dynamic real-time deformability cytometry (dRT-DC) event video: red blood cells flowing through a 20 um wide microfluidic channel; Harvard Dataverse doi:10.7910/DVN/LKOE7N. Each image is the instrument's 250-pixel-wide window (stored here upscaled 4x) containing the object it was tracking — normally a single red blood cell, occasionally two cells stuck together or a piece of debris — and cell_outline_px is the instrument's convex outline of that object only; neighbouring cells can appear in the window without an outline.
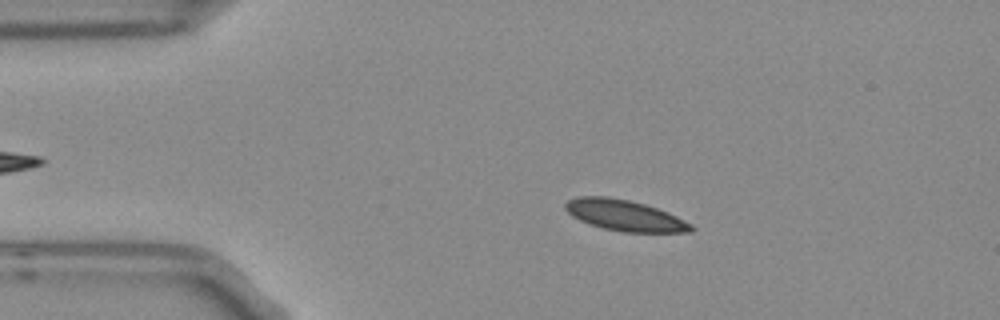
{"species": "Egyptian fruit bat (a non-hibernating species)", "species_latin": "Rousettus aegyptiacus", "temperature_condition": "room temperature", "stored_images_in_passage": 3, "camera_frame_rate_fps": 3000, "um_per_image_px": 0.085, "frame": {"image": 1, "passage_image": 1, "time_ms": 0.0, "image_size_px": [1000, 320], "cell_outline_px": [[696, 228], [692, 232], [624, 232], [604, 228], [580, 220], [572, 216], [564, 208], [564, 204], [568, 200], [576, 196], [608, 196], [628, 200], [644, 204], [668, 212], [692, 224]], "centroid_in_image_um": [53.1, 18.3], "position_along_channel_um": 31.9, "area_um2": 22.6}}
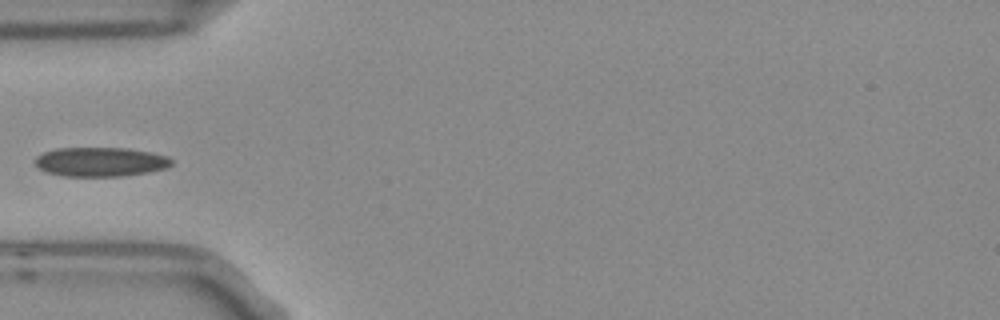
{"frame": {"image": 2, "passage_image": 3, "time_ms": 0.667, "image_size_px": [1000, 320], "cell_outline_px": [[172, 164], [168, 168], [148, 172], [120, 176], [64, 176], [48, 172], [40, 168], [36, 164], [36, 156], [44, 152], [56, 148], [128, 148], [152, 152], [168, 156], [172, 160]], "centroid_in_image_um": [8.59, 13.75], "position_along_channel_um": 76.4, "area_um2": 23.24}}